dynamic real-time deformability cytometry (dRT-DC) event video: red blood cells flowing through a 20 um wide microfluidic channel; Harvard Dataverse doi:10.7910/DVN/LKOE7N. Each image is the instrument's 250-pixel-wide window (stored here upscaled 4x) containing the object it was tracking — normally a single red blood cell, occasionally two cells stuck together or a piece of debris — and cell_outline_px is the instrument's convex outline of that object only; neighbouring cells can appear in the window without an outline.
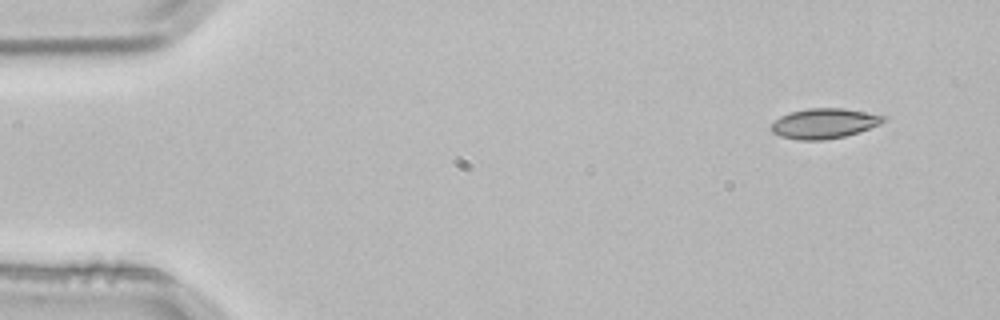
{"species": "common noctule bat (a hibernating species)", "species_latin": "Nyctalus noctula", "temperature_condition": "room temperature", "stored_images_in_passage": 4, "camera_frame_rate_fps": 3000, "um_per_image_px": 0.085, "animal": {"sex": "male", "body_mass_g": 21.5, "forearm_length_mm": 52.0}, "frame": {"image": 1, "passage_image": 1, "time_ms": 0.0, "image_size_px": [1000, 320], "cell_outline_px": [[888, 120], [880, 124], [844, 136], [824, 140], [796, 140], [780, 136], [772, 132], [768, 128], [780, 116], [792, 112], [808, 108], [844, 108], [888, 116]], "centroid_in_image_um": [70.05, 10.49], "position_along_channel_um": 14.9, "area_um2": 19.71}}